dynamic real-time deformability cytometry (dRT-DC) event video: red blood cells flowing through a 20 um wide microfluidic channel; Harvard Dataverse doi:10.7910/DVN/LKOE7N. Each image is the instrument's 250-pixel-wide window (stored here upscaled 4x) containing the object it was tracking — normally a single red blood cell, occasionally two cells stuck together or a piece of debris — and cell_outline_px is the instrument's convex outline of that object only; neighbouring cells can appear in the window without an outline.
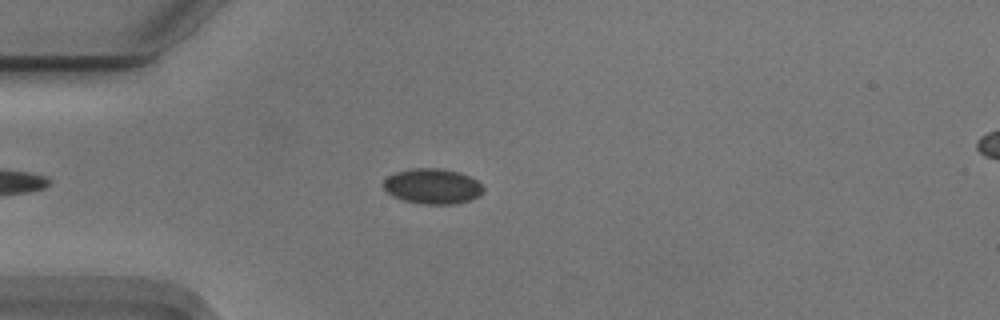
{"species": "Egyptian fruit bat (a non-hibernating species)", "species_latin": "Rousettus aegyptiacus", "temperature_condition": "cold", "stored_images_in_passage": 49, "camera_frame_rate_fps": 3000, "um_per_image_px": 0.085, "animal": {"sex": "male"}, "frame": {"image": 1, "passage_image": 9, "time_ms": 2.667, "image_size_px": [1000, 320], "cell_outline_px": [[484, 192], [480, 196], [456, 204], [420, 204], [404, 200], [392, 196], [380, 184], [388, 176], [396, 172], [412, 168], [440, 168], [456, 172], [468, 176], [476, 180], [484, 188]], "centroid_in_image_um": [36.74, 15.84], "position_along_channel_um": 48.3, "area_um2": 20.58}}
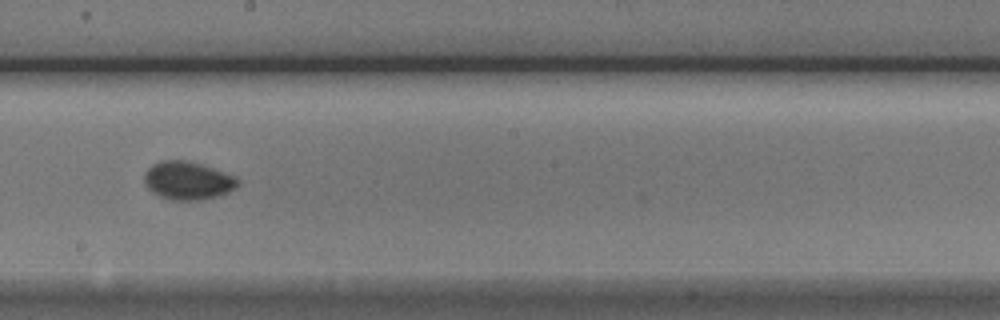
{"frame": {"image": 2, "passage_image": 25, "time_ms": 8.0, "image_size_px": [1000, 320], "cell_outline_px": [[240, 184], [236, 188], [220, 196], [204, 200], [168, 200], [152, 192], [144, 184], [144, 172], [152, 164], [160, 160], [188, 160], [236, 176], [240, 180]], "centroid_in_image_um": [15.97, 15.36], "position_along_channel_um": 232.2, "area_um2": 21.15}}
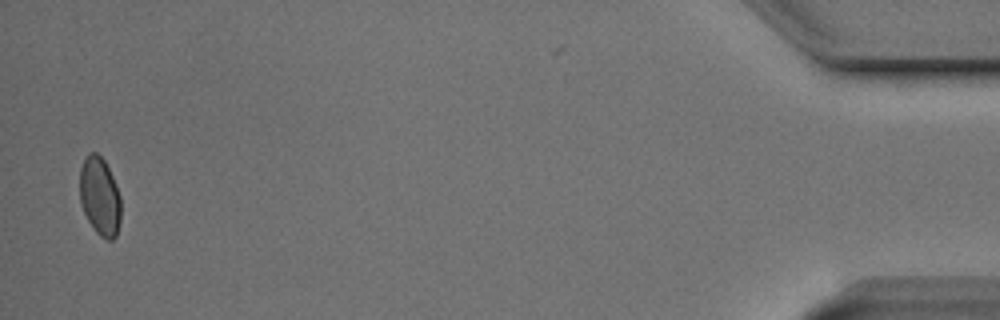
{"frame": {"image": 3, "passage_image": 48, "time_ms": 15.667, "image_size_px": [1000, 320], "cell_outline_px": [[120, 220], [116, 236], [112, 240], [108, 240], [100, 236], [92, 228], [80, 204], [80, 168], [88, 152], [96, 152], [104, 160], [112, 176], [120, 196]], "centroid_in_image_um": [8.47, 16.7], "position_along_channel_um": 426.7, "area_um2": 18.79}, "authors_computed_cell_mechanics": {"area_um2": 19.7676, "velocity_mm_per_s": 3.7285, "shape_relaxation_time_tau1_ms": 4.0311, "shape_relaxation_time_tau2_ms": 1.1036, "deformation_change_tau1": 0.0537, "deformation_change_tau2": 0.0298}}